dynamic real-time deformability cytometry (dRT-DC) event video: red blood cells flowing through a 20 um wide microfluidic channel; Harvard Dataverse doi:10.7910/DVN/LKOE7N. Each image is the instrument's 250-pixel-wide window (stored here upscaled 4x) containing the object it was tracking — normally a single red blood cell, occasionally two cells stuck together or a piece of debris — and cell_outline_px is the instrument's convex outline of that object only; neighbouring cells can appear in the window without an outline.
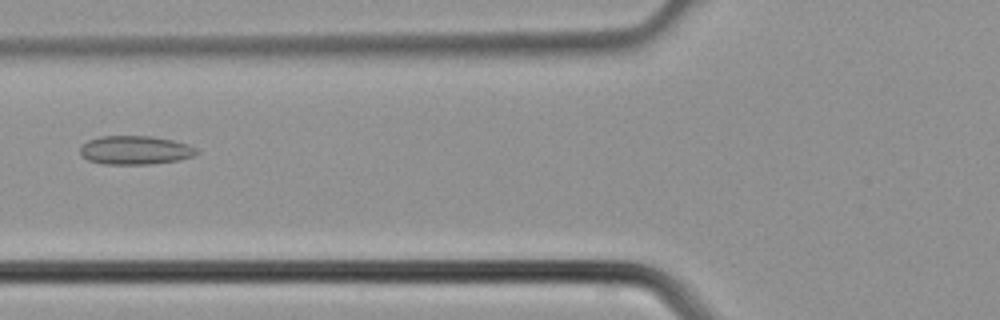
{"species": "common noctule bat (a hibernating species)", "species_latin": "Nyctalus noctula", "temperature_condition": "cold", "stored_images_in_passage": 4, "camera_frame_rate_fps": 3000, "um_per_image_px": 0.085, "animal": {"sex": "male", "body_mass_g": 21.5, "forearm_length_mm": 52.0}, "frame": {"image": 1, "passage_image": 4, "time_ms": 1.0, "image_size_px": [1000, 320], "cell_outline_px": [[200, 152], [192, 156], [180, 160], [152, 164], [100, 164], [88, 160], [80, 156], [80, 148], [88, 140], [100, 136], [152, 136], [172, 140], [188, 144], [196, 148]], "centroid_in_image_um": [11.48, 12.77], "position_along_channel_um": 114.3, "area_um2": 19.65}}